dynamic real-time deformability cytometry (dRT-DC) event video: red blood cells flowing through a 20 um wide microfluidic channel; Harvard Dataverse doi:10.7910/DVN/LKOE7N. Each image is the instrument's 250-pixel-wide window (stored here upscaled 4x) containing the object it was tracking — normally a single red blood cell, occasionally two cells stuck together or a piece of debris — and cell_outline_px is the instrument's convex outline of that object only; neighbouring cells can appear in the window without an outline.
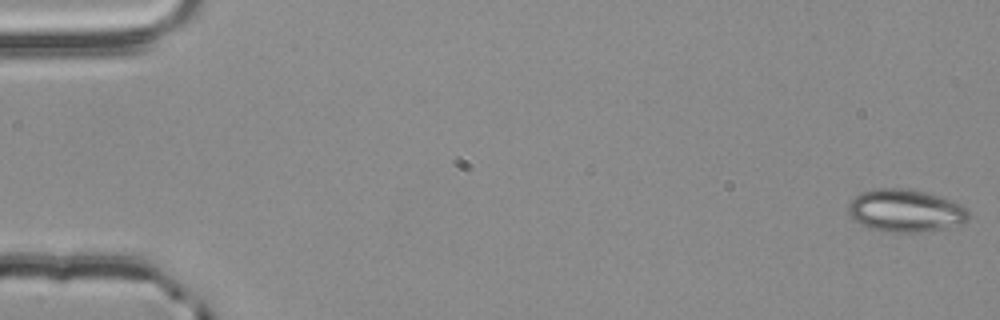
{"species": "common noctule bat (a hibernating species)", "species_latin": "Nyctalus noctula", "temperature_condition": "room temperature", "stored_images_in_passage": 55, "camera_frame_rate_fps": 3000, "um_per_image_px": 0.085, "animal": {"sex": "male", "body_mass_g": 20.4}, "frame": {"image": 1, "passage_image": 1, "time_ms": 0.0, "image_size_px": [1000, 320], "cell_outline_px": [[968, 220], [960, 224], [948, 228], [920, 232], [884, 232], [872, 228], [856, 220], [848, 212], [848, 204], [860, 192], [872, 188], [900, 188], [924, 192], [952, 200], [960, 204], [968, 212]], "centroid_in_image_um": [76.97, 17.9], "position_along_channel_um": 8.0, "area_um2": 29.65}}
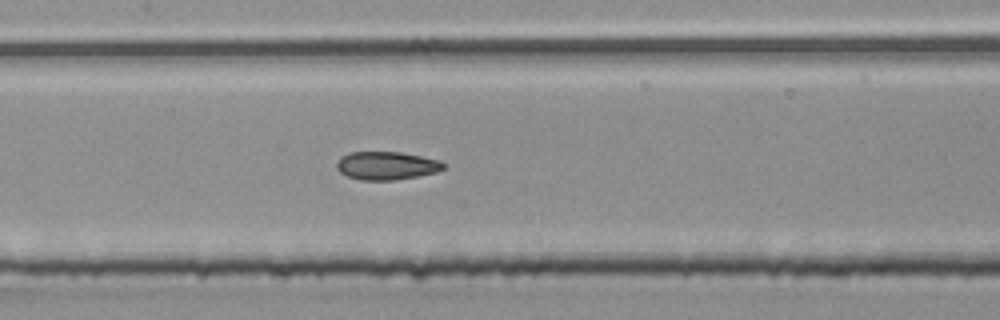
{"frame": {"image": 2, "passage_image": 27, "time_ms": 8.667, "image_size_px": [1000, 320], "cell_outline_px": [[444, 168], [436, 172], [396, 180], [360, 180], [348, 176], [340, 172], [336, 168], [336, 160], [348, 152], [400, 152], [440, 160], [444, 164]], "centroid_in_image_um": [32.81, 14.08], "position_along_channel_um": 174.6, "area_um2": 17.51}}
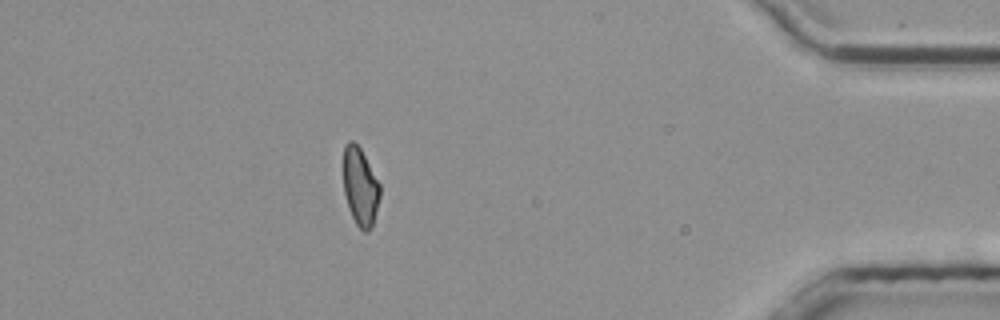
{"frame": {"image": 3, "passage_image": 49, "time_ms": 16.0, "image_size_px": [1000, 320], "cell_outline_px": [[380, 196], [372, 228], [368, 232], [364, 232], [356, 224], [348, 208], [344, 192], [344, 144], [348, 140], [352, 140], [360, 148], [380, 184]], "centroid_in_image_um": [30.62, 15.89], "position_along_channel_um": 404.6, "area_um2": 16.59}, "authors_computed_cell_mechanics": {"area_um2": 17.8024, "velocity_mm_per_s": 3.7991, "shape_relaxation_time_tau1_ms": 9.3098, "shape_relaxation_time_tau2_ms": 2.8543, "deformation_change_tau1": 0.1702, "deformation_change_tau2": 0.0778}}